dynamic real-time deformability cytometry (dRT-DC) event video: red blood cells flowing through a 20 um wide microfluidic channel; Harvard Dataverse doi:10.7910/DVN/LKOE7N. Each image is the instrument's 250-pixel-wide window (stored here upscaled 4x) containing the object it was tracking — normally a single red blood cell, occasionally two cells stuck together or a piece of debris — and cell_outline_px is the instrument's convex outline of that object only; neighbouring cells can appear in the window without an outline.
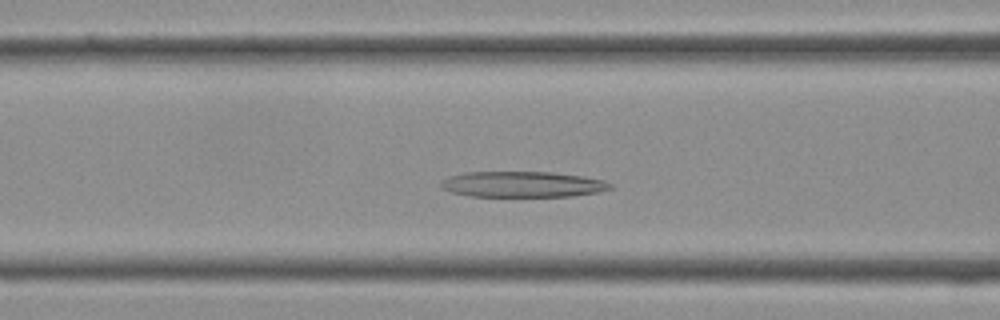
{"species": "Egyptian fruit bat (a non-hibernating species)", "species_latin": "Rousettus aegyptiacus", "temperature_condition": "cold", "stored_images_in_passage": 17, "camera_frame_rate_fps": 3000, "um_per_image_px": 0.085, "frame": {"image": 1, "passage_image": 4, "time_ms": 1.0, "image_size_px": [1000, 320], "cell_outline_px": [[612, 188], [600, 192], [572, 196], [472, 196], [452, 192], [440, 188], [440, 184], [448, 176], [464, 172], [552, 172], [584, 176], [604, 180], [612, 184]], "centroid_in_image_um": [44.44, 15.66], "position_along_channel_um": 122.2, "area_um2": 25.49}}
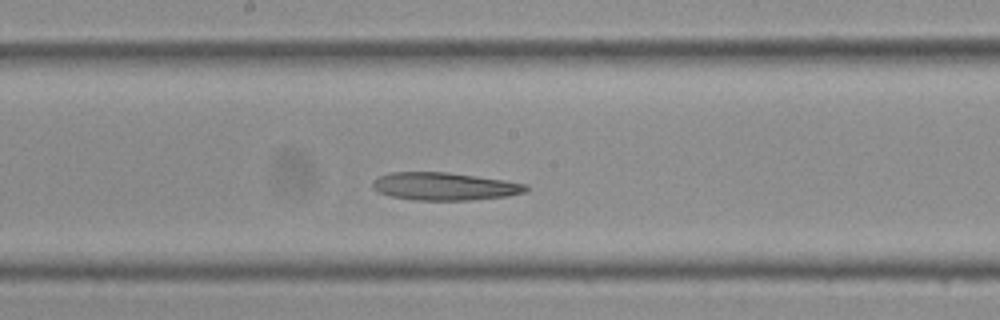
{"frame": {"image": 2, "passage_image": 9, "time_ms": 2.667, "image_size_px": [1000, 320], "cell_outline_px": [[528, 188], [524, 192], [508, 196], [468, 200], [412, 200], [392, 196], [380, 192], [372, 188], [372, 180], [380, 176], [392, 172], [448, 172], [504, 180], [528, 184]], "centroid_in_image_um": [37.77, 15.84], "position_along_channel_um": 210.4, "area_um2": 24.74}}
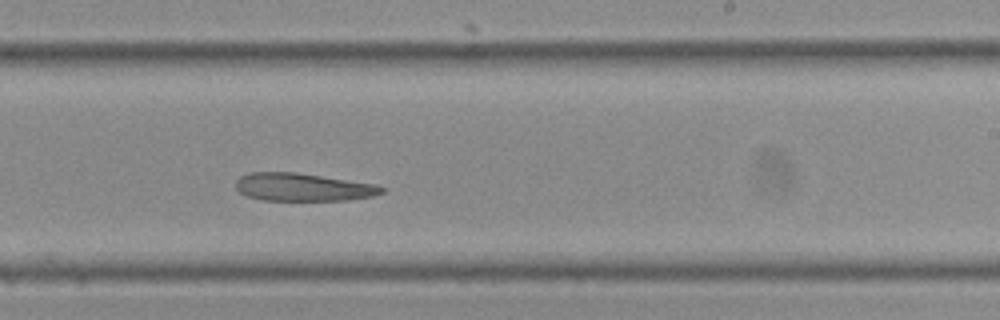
{"frame": {"image": 3, "passage_image": 12, "time_ms": 3.667, "image_size_px": [1000, 320], "cell_outline_px": [[388, 188], [384, 192], [372, 196], [348, 200], [260, 200], [248, 196], [240, 192], [236, 188], [236, 180], [240, 176], [248, 172], [296, 172], [376, 184]], "centroid_in_image_um": [25.76, 15.9], "position_along_channel_um": 263.2, "area_um2": 23.81}}